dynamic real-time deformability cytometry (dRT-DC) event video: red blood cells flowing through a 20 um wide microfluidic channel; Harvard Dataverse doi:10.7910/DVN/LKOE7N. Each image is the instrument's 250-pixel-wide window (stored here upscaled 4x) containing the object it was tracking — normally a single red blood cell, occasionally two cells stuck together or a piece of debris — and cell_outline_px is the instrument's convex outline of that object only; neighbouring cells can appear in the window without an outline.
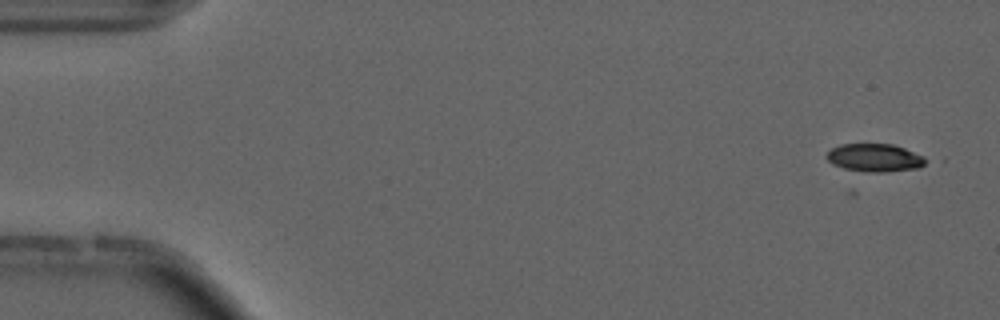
{"species": "common noctule bat (a hibernating species)", "species_latin": "Nyctalus noctula", "temperature_condition": "cold", "stored_images_in_passage": 17, "camera_frame_rate_fps": 3000, "um_per_image_px": 0.085, "animal": {"sex": "male", "forearm_length_mm": 52.5}, "frame": {"image": 1, "passage_image": 1, "time_ms": 0.0, "image_size_px": [1000, 320], "cell_outline_px": [[932, 160], [920, 168], [888, 172], [852, 172], [832, 164], [828, 160], [828, 152], [832, 148], [840, 144], [892, 144], [904, 148], [924, 156]], "centroid_in_image_um": [74.4, 13.43], "position_along_channel_um": 10.6, "area_um2": 16.59}}
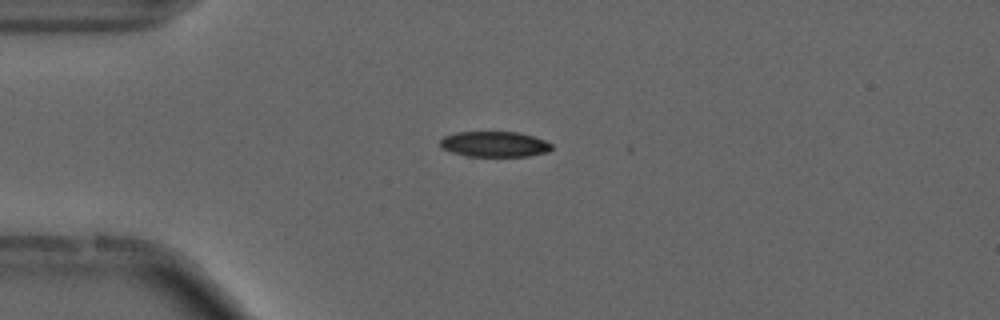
{"frame": {"image": 2, "passage_image": 12, "time_ms": 3.667, "image_size_px": [1000, 320], "cell_outline_px": [[552, 148], [548, 152], [528, 156], [468, 156], [452, 152], [440, 148], [440, 140], [444, 136], [456, 132], [520, 132], [544, 140], [552, 144]], "centroid_in_image_um": [42.02, 12.25], "position_along_channel_um": 43.0, "area_um2": 16.59}}